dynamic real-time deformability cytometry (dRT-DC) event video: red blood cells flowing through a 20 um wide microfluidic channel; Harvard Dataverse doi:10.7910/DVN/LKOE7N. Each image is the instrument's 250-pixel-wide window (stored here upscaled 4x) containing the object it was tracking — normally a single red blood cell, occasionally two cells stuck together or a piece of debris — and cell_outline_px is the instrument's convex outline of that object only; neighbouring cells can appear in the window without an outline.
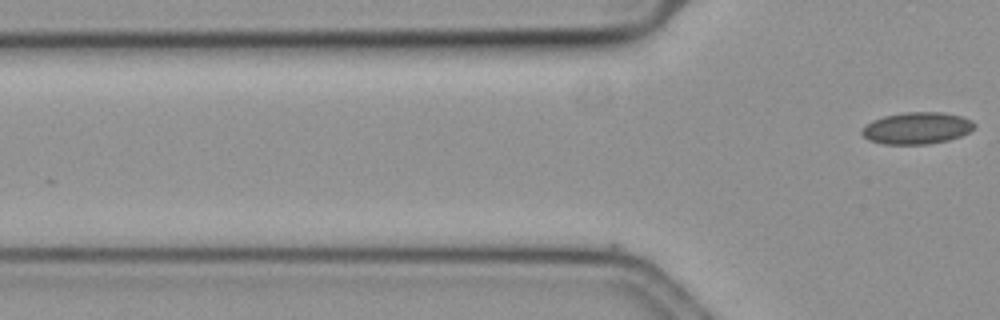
{"species": "common noctule bat (a hibernating species)", "species_latin": "Nyctalus noctula", "temperature_condition": "cold", "stored_images_in_passage": 3, "camera_frame_rate_fps": 3000, "um_per_image_px": 0.085, "animal": {"sex": "female", "body_mass_g": 19.3, "forearm_length_mm": 54.1}, "frame": {"image": 1, "passage_image": 3, "time_ms": 0.667, "image_size_px": [1000, 320], "cell_outline_px": [[976, 128], [960, 136], [948, 140], [928, 144], [884, 144], [868, 140], [860, 132], [860, 128], [872, 120], [884, 116], [904, 112], [944, 112], [960, 116], [972, 120], [976, 124]], "centroid_in_image_um": [77.92, 10.88], "position_along_channel_um": 47.9, "area_um2": 21.04}}